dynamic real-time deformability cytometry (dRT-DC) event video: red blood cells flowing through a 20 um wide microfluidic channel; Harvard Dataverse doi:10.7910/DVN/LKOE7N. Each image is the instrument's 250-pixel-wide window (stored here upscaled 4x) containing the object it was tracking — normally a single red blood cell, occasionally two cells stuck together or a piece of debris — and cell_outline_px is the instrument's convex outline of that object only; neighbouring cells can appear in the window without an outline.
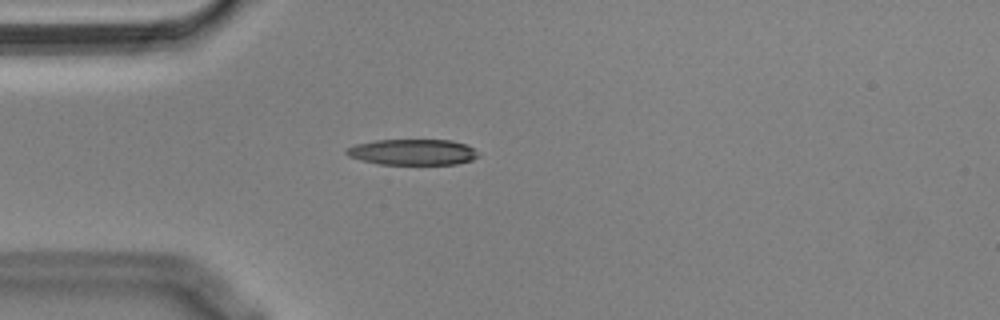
{"species": "Egyptian fruit bat (a non-hibernating species)", "species_latin": "Rousettus aegyptiacus", "temperature_condition": "cold", "stored_images_in_passage": 6, "camera_frame_rate_fps": 3000, "um_per_image_px": 0.085, "animal": {"sex": "male"}, "frame": {"image": 1, "passage_image": 4, "time_ms": 1.0, "image_size_px": [1000, 320], "cell_outline_px": [[480, 156], [472, 160], [456, 164], [380, 164], [348, 156], [344, 152], [348, 148], [356, 144], [376, 140], [452, 140], [464, 144], [480, 152]], "centroid_in_image_um": [35.12, 12.92], "position_along_channel_um": 49.9, "area_um2": 19.77}}